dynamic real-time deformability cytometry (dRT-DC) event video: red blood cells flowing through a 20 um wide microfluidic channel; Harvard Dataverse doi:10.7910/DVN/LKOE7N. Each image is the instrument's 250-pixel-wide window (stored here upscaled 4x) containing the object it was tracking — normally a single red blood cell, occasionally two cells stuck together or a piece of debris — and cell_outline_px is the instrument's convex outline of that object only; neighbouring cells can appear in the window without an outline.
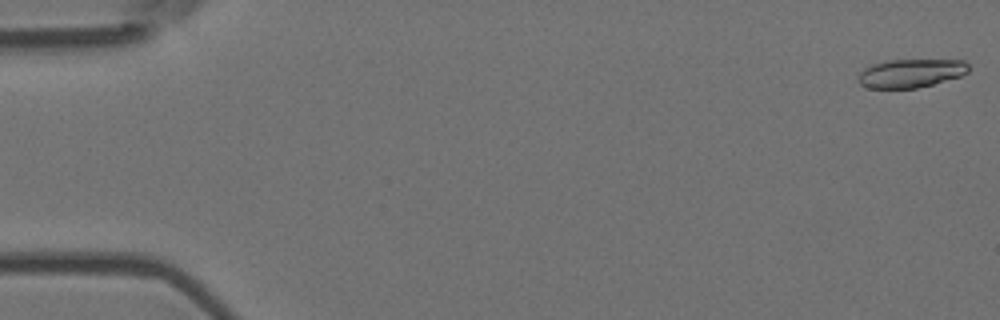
{"species": "Egyptian fruit bat (a non-hibernating species)", "species_latin": "Rousettus aegyptiacus", "temperature_condition": "room temperature", "stored_images_in_passage": 5, "camera_frame_rate_fps": 3000, "um_per_image_px": 0.085, "animal": {"sex": "female"}, "frame": {"image": 1, "passage_image": 1, "time_ms": 0.0, "image_size_px": [1000, 320], "cell_outline_px": [[968, 72], [960, 76], [932, 84], [916, 88], [868, 88], [860, 84], [860, 72], [864, 68], [872, 64], [884, 60], [964, 60], [968, 64]], "centroid_in_image_um": [77.42, 6.21], "position_along_channel_um": 7.6, "area_um2": 18.21}}